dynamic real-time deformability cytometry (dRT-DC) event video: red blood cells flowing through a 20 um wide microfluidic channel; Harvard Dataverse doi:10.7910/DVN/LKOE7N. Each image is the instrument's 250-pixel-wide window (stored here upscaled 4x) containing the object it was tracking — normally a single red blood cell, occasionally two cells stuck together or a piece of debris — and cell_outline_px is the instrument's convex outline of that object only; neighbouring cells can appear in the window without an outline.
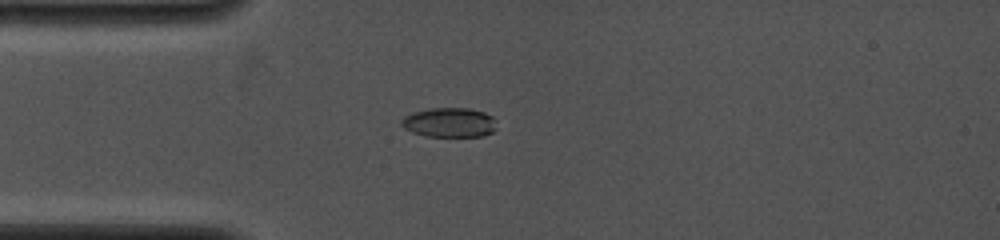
{"species": "common noctule bat (a hibernating species)", "species_latin": "Nyctalus noctula", "temperature_condition": "cold", "stored_images_in_passage": 41, "camera_frame_rate_fps": 4000, "um_per_image_px": 0.085, "animal": {"sex": "female", "body_mass_g": 19.0, "forearm_length_mm": 53.3}, "frame": {"image": 1, "passage_image": 12, "time_ms": 3.5, "image_size_px": [1000, 240], "cell_outline_px": [[496, 128], [492, 132], [484, 136], [424, 136], [412, 132], [404, 128], [400, 124], [400, 120], [404, 116], [412, 112], [428, 108], [468, 108], [484, 112], [492, 116]], "centroid_in_image_um": [38.16, 10.4], "position_along_channel_um": 46.8, "area_um2": 16.47}}
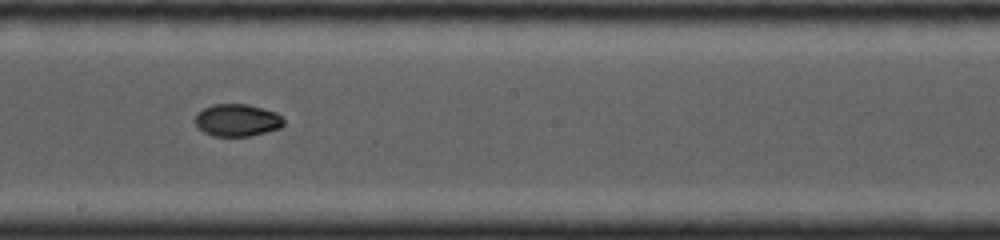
{"frame": {"image": 2, "passage_image": 24, "time_ms": 8.0, "image_size_px": [1000, 240], "cell_outline_px": [[284, 124], [280, 128], [252, 136], [212, 136], [196, 128], [192, 120], [196, 112], [212, 104], [248, 104], [276, 112], [284, 120]], "centroid_in_image_um": [20.09, 10.22], "position_along_channel_um": 228.1, "area_um2": 17.05}}
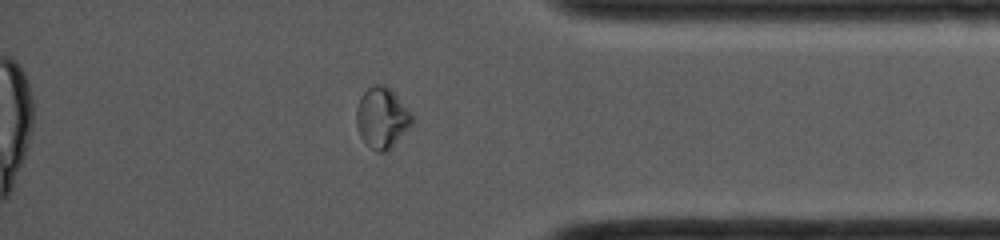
{"frame": {"image": 3, "passage_image": 37, "time_ms": 12.25, "image_size_px": [1000, 240], "cell_outline_px": [[412, 124], [392, 148], [388, 152], [376, 152], [364, 144], [356, 128], [356, 108], [360, 96], [368, 88], [376, 84], [384, 84], [412, 112]], "centroid_in_image_um": [32.44, 10.06], "position_along_channel_um": 402.8, "area_um2": 19.94}}